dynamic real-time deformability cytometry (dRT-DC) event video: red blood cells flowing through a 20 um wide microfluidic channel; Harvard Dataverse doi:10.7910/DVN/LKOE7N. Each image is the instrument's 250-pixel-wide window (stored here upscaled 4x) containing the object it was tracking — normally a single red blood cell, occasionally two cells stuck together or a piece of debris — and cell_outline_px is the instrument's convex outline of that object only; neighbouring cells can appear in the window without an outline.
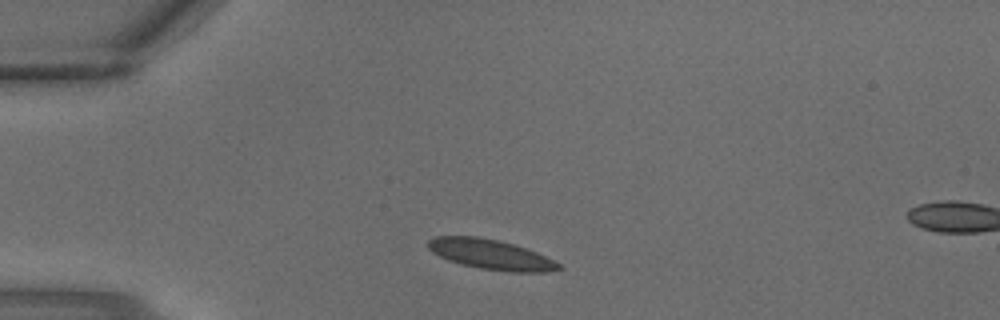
{"species": "common noctule bat (a hibernating species)", "species_latin": "Nyctalus noctula", "temperature_condition": "warm", "stored_images_in_passage": 2, "segment_of_instrument_passage": [1, 2], "camera_frame_rate_fps": 3000, "um_per_image_px": 0.085, "animal": {"sex": "male", "body_mass_g": 18.8}, "frame": {"image": 1, "passage_image": 1, "time_ms": 0.0, "image_size_px": [1000, 320], "cell_outline_px": [[564, 268], [548, 272], [508, 272], [480, 268], [460, 264], [448, 260], [432, 252], [428, 248], [428, 240], [436, 236], [476, 236], [496, 240], [512, 244], [536, 252], [560, 264]], "centroid_in_image_um": [41.7, 21.64], "position_along_channel_um": 43.3, "area_um2": 22.66}}